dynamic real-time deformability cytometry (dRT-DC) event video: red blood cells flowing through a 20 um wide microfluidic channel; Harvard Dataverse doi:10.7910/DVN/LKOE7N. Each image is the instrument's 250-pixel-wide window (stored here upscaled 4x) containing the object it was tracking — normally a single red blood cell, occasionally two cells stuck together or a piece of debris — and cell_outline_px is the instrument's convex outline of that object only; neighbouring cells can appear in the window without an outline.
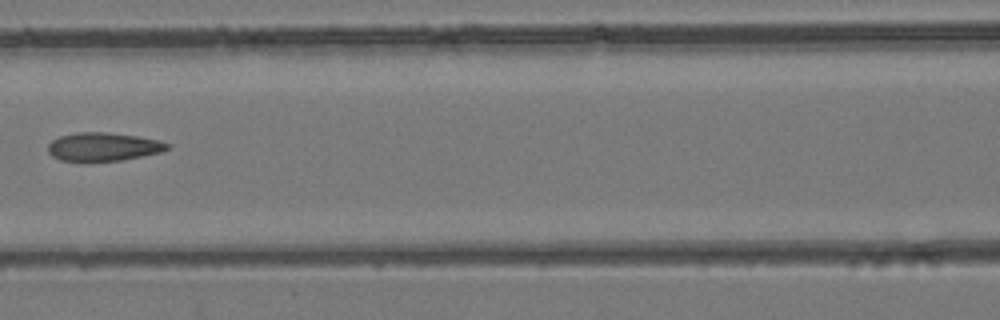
{"species": "common noctule bat (a hibernating species)", "species_latin": "Nyctalus noctula", "temperature_condition": "room temperature", "stored_images_in_passage": 6, "camera_frame_rate_fps": 3000, "um_per_image_px": 0.085, "animal": {"sex": "female", "body_mass_g": 24.6, "forearm_length_mm": 56.2}, "frame": {"image": 1, "passage_image": 6, "time_ms": 6.333, "image_size_px": [1000, 320], "cell_outline_px": [[172, 144], [168, 148], [160, 152], [120, 160], [60, 160], [52, 156], [48, 152], [48, 144], [52, 140], [60, 136], [76, 132], [104, 132], [136, 136], [160, 140]], "centroid_in_image_um": [8.77, 12.45], "position_along_channel_um": 157.8, "area_um2": 19.42}}